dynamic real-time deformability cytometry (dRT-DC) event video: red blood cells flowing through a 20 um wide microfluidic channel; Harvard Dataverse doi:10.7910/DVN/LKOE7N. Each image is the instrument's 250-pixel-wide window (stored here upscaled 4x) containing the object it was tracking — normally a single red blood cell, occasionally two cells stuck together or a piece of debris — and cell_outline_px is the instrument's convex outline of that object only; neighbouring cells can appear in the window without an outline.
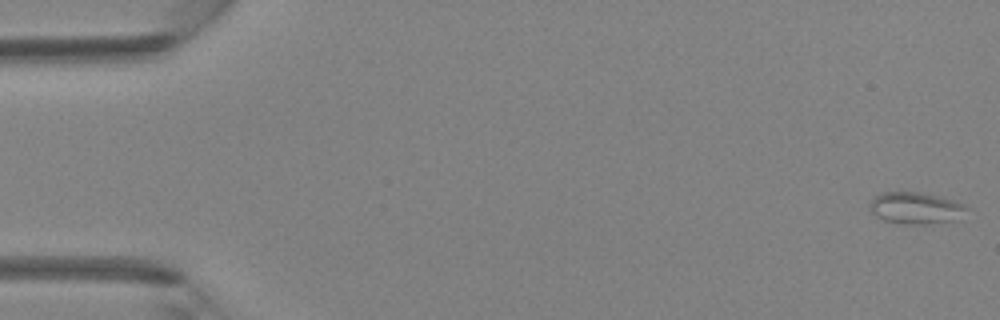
{"species": "Egyptian fruit bat (a non-hibernating species)", "species_latin": "Rousettus aegyptiacus", "temperature_condition": "room temperature", "stored_images_in_passage": 43, "segment_of_instrument_passage": [1, 2], "camera_frame_rate_fps": 3000, "um_per_image_px": 0.085, "animal": {"sex": "female"}, "frame": {"image": 1, "passage_image": 1, "time_ms": 0.0, "image_size_px": [1000, 320], "cell_outline_px": [[972, 208], [960, 220], [924, 224], [904, 224], [884, 220], [876, 216], [872, 212], [868, 204], [876, 196], [884, 192], [920, 192], [952, 200], [964, 204]], "centroid_in_image_um": [77.91, 17.7], "position_along_channel_um": 7.1, "area_um2": 18.09}}
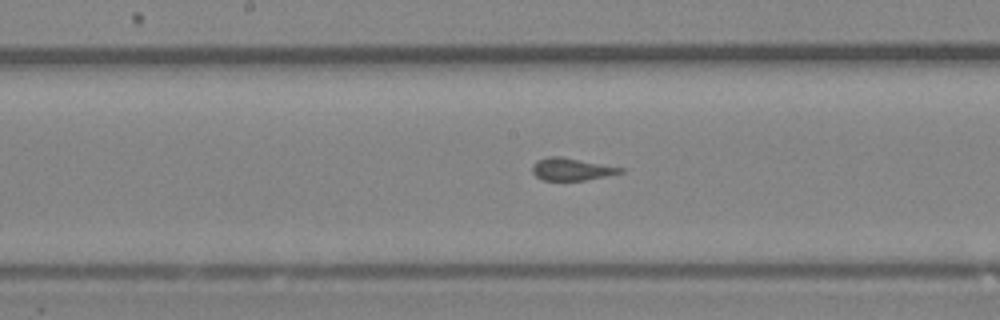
{"frame": {"image": 2, "passage_image": 22, "time_ms": 7.0, "image_size_px": [1000, 320], "cell_outline_px": [[624, 172], [584, 180], [544, 180], [536, 176], [532, 172], [532, 164], [536, 160], [548, 156], [560, 156], [624, 168]], "centroid_in_image_um": [48.53, 14.37], "position_along_channel_um": 199.7, "area_um2": 11.39}}
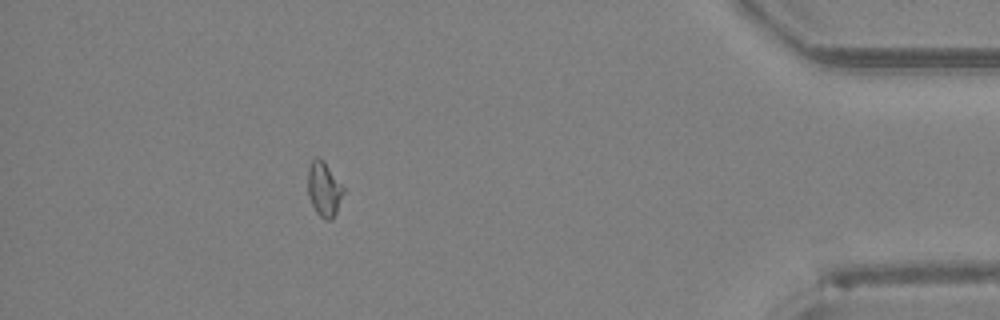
{"frame": {"image": 3, "passage_image": 38, "time_ms": 12.333, "image_size_px": [1000, 320], "cell_outline_px": [[344, 192], [336, 212], [332, 220], [324, 220], [316, 212], [308, 196], [308, 168], [312, 160], [316, 156], [320, 156], [324, 160], [344, 188]], "centroid_in_image_um": [27.53, 16.06], "position_along_channel_um": 407.7, "area_um2": 11.39}}